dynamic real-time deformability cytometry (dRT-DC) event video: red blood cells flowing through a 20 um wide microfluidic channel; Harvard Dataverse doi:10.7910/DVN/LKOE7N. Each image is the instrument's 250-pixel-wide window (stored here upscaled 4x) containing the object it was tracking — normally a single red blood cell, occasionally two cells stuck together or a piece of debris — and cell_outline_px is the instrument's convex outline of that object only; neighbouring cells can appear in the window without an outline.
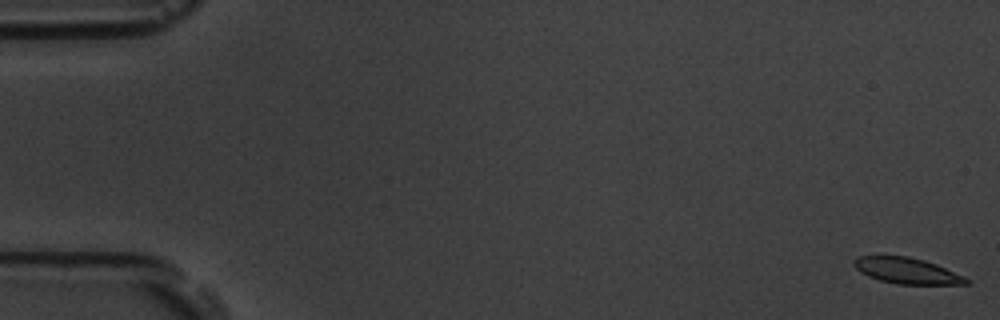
{"species": "common noctule bat (a hibernating species)", "species_latin": "Nyctalus noctula", "temperature_condition": "room temperature", "stored_images_in_passage": 55, "camera_frame_rate_fps": 3000, "um_per_image_px": 0.085, "animal": {"sex": "male", "body_mass_g": 19.5, "forearm_length_mm": 54.6}, "frame": {"image": 1, "passage_image": 1, "time_ms": 0.0, "image_size_px": [1000, 320], "cell_outline_px": [[972, 284], [896, 284], [880, 280], [868, 276], [860, 272], [852, 264], [852, 260], [856, 256], [908, 256], [924, 260], [936, 264], [964, 276], [972, 280]], "centroid_in_image_um": [77.09, 23.01], "position_along_channel_um": 7.9, "area_um2": 17.11}}
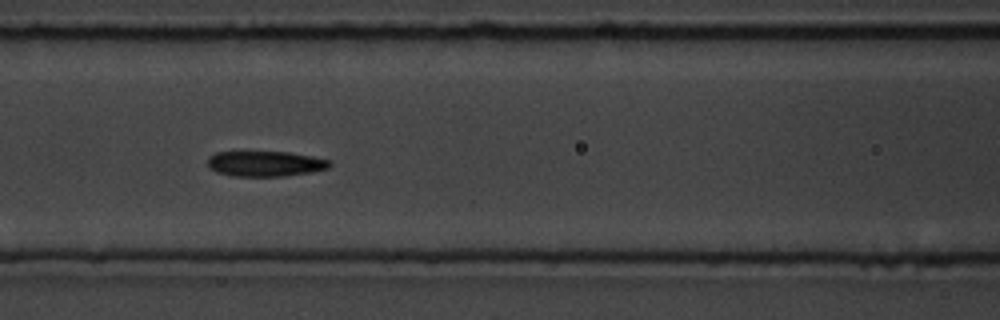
{"frame": {"image": 2, "passage_image": 24, "time_ms": 7.667, "image_size_px": [1000, 320], "cell_outline_px": [[332, 164], [328, 168], [312, 172], [284, 176], [232, 176], [216, 172], [208, 168], [208, 156], [216, 152], [288, 152], [312, 156], [332, 160]], "centroid_in_image_um": [22.55, 13.91], "position_along_channel_um": 144.0, "area_um2": 18.21}}
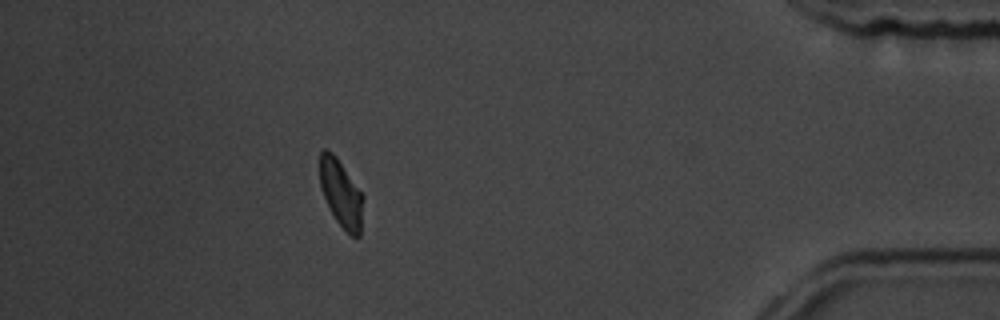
{"frame": {"image": 3, "passage_image": 49, "time_ms": 16.0, "image_size_px": [1000, 320], "cell_outline_px": [[364, 196], [360, 236], [352, 236], [336, 220], [324, 196], [320, 184], [320, 152], [324, 148], [328, 148], [336, 156]], "centroid_in_image_um": [29.0, 16.4], "position_along_channel_um": 406.2, "area_um2": 16.76}, "authors_computed_cell_mechanics": {"area_um2": 18.0336, "velocity_mm_per_s": 3.7453, "shape_relaxation_time_tau1_ms": 4.4451, "shape_relaxation_time_tau2_ms": 1.3359, "deformation_change_tau1": 0.12, "deformation_change_tau2": 0.0549}}